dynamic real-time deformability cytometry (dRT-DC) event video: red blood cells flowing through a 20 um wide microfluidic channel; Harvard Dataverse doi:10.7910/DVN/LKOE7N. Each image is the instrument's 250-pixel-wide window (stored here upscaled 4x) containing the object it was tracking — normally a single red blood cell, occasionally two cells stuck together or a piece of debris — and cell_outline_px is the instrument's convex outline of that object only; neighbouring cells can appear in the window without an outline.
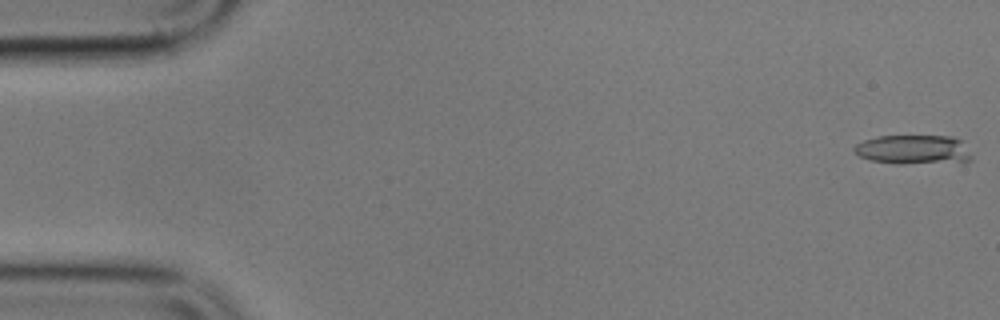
{"species": "common noctule bat (a hibernating species)", "species_latin": "Nyctalus noctula", "temperature_condition": "cold", "stored_images_in_passage": 4, "camera_frame_rate_fps": 3000, "um_per_image_px": 0.085, "animal": {"sex": "male", "body_mass_g": 17.9}, "frame": {"image": 1, "passage_image": 1, "time_ms": 0.0, "image_size_px": [1000, 320], "cell_outline_px": [[972, 160], [904, 164], [896, 164], [868, 160], [860, 156], [852, 148], [856, 144], [864, 140], [880, 136], [952, 136], [960, 140], [972, 156]], "centroid_in_image_um": [77.59, 12.71], "position_along_channel_um": 7.4, "area_um2": 19.83}}